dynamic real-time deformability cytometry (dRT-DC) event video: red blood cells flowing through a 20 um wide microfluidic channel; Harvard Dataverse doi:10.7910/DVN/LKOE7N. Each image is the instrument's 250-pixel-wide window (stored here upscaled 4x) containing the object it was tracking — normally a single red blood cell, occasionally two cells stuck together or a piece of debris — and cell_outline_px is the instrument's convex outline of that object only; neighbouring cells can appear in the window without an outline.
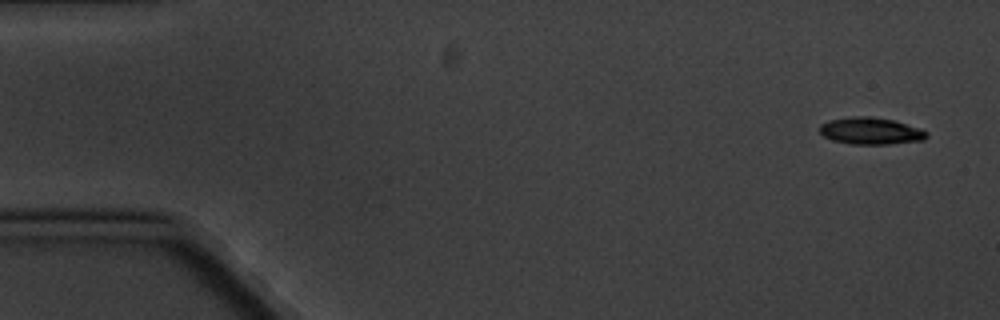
{"species": "common noctule bat (a hibernating species)", "species_latin": "Nyctalus noctula", "temperature_condition": "cold", "stored_images_in_passage": 6, "camera_frame_rate_fps": 3000, "um_per_image_px": 0.085, "animal": {"sex": "male", "body_mass_g": 20.1, "forearm_length_mm": 53.5}, "frame": {"image": 1, "passage_image": 1, "time_ms": 0.0, "image_size_px": [1000, 320], "cell_outline_px": [[928, 136], [924, 140], [888, 144], [848, 144], [832, 140], [824, 136], [820, 132], [820, 124], [828, 120], [852, 116], [868, 116], [892, 120], [920, 128], [928, 132]], "centroid_in_image_um": [74.0, 11.13], "position_along_channel_um": 11.0, "area_um2": 16.82}}
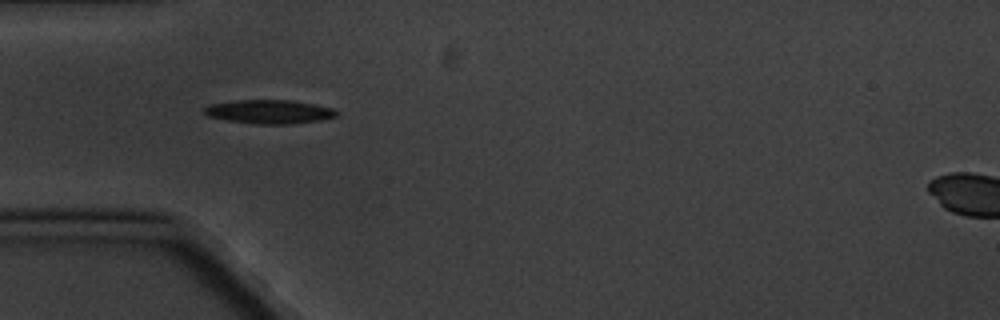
{"frame": {"image": 2, "passage_image": 5, "time_ms": 5.0, "image_size_px": [1000, 320], "cell_outline_px": [[336, 116], [320, 120], [284, 124], [260, 124], [228, 120], [208, 116], [204, 112], [204, 108], [212, 104], [236, 100], [292, 100], [332, 108], [336, 112]], "centroid_in_image_um": [22.87, 9.49], "position_along_channel_um": 62.1, "area_um2": 17.92}}